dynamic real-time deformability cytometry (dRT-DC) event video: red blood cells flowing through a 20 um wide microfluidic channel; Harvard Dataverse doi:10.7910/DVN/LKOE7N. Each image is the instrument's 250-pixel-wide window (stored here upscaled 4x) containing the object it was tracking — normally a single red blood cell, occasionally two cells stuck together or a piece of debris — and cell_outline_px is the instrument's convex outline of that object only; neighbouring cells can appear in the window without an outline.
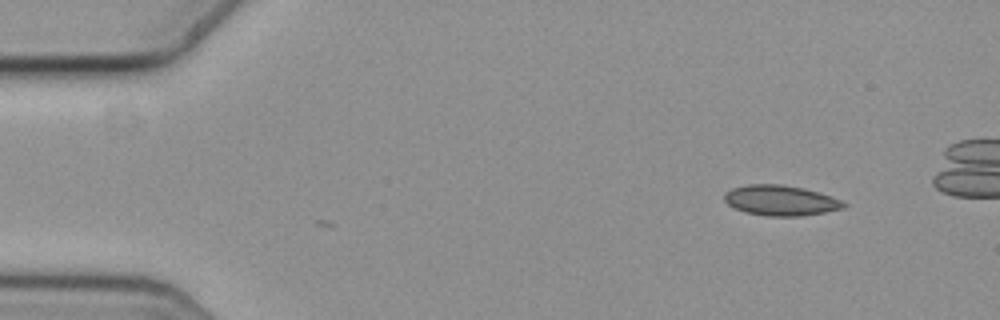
{"species": "common noctule bat (a hibernating species)", "species_latin": "Nyctalus noctula", "temperature_condition": "cold", "stored_images_in_passage": 47, "camera_frame_rate_fps": 3000, "um_per_image_px": 0.085, "animal": {"sex": "female", "body_mass_g": 19.3, "forearm_length_mm": 54.1}, "frame": {"image": 1, "passage_image": 1, "time_ms": 0.0, "image_size_px": [1000, 320], "cell_outline_px": [[848, 204], [844, 208], [824, 212], [800, 216], [764, 216], [744, 212], [728, 204], [724, 200], [724, 192], [732, 188], [748, 184], [780, 184], [804, 188], [820, 192], [840, 200]], "centroid_in_image_um": [66.34, 17.03], "position_along_channel_um": 18.7, "area_um2": 21.15}}
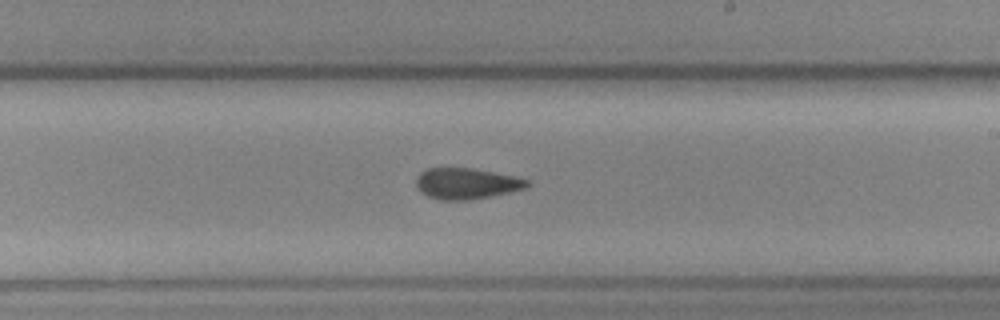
{"frame": {"image": 2, "passage_image": 28, "time_ms": 9.0, "image_size_px": [1000, 320], "cell_outline_px": [[532, 184], [528, 188], [468, 200], [440, 200], [428, 196], [420, 192], [416, 188], [416, 180], [420, 172], [428, 168], [472, 168], [516, 176], [528, 180]], "centroid_in_image_um": [39.65, 15.6], "position_along_channel_um": 249.3, "area_um2": 20.11}}
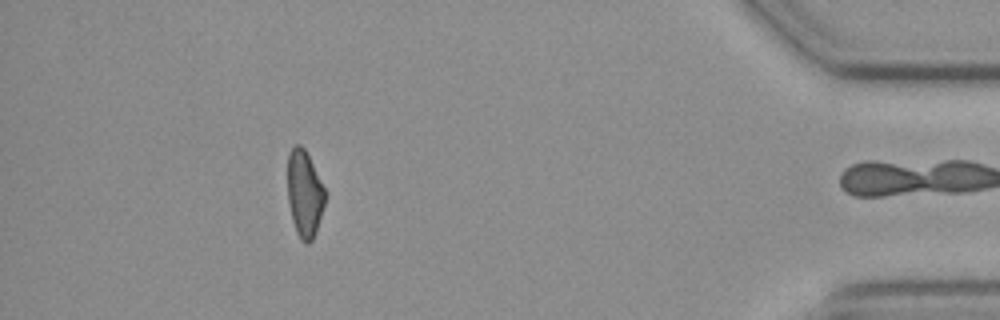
{"frame": {"image": 3, "passage_image": 46, "time_ms": 15.0, "image_size_px": [1000, 320], "cell_outline_px": [[328, 192], [316, 232], [312, 240], [308, 244], [304, 244], [300, 240], [296, 232], [292, 220], [288, 200], [288, 152], [296, 144], [300, 144], [304, 148]], "centroid_in_image_um": [25.9, 16.48], "position_along_channel_um": 409.3, "area_um2": 19.25}, "authors_computed_cell_mechanics": {"area_um2": 20.4034, "velocity_mm_per_s": 3.6501, "shape_relaxation_time_tau1_ms": 10.7539, "shape_relaxation_time_tau2_ms": 5.3545, "deformation_change_tau1": 0.143, "deformation_change_tau2": 0.0974}}